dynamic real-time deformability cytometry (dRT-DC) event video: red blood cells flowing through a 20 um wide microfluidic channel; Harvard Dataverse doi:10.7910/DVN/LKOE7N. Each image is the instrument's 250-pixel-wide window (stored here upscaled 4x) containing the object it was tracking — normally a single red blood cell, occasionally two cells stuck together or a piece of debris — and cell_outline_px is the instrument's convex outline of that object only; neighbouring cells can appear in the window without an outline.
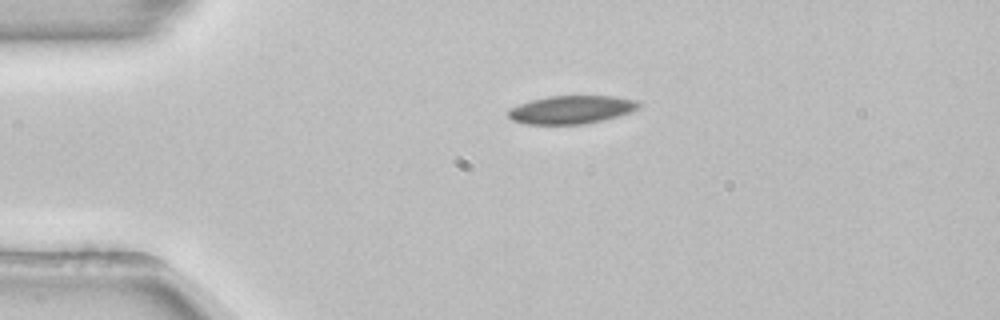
{"species": "common noctule bat (a hibernating species)", "species_latin": "Nyctalus noctula", "temperature_condition": "room temperature", "stored_images_in_passage": 6, "camera_frame_rate_fps": 3000, "um_per_image_px": 0.085, "animal": {"sex": "female", "body_mass_g": 22.7, "forearm_length_mm": 54.2}, "frame": {"image": 1, "passage_image": 1, "time_ms": 0.0, "image_size_px": [1000, 320], "cell_outline_px": [[640, 104], [636, 108], [628, 112], [604, 120], [584, 124], [528, 124], [512, 120], [508, 116], [508, 108], [532, 100], [548, 96], [612, 96], [636, 100]], "centroid_in_image_um": [48.52, 9.32], "position_along_channel_um": 36.5, "area_um2": 21.15}}